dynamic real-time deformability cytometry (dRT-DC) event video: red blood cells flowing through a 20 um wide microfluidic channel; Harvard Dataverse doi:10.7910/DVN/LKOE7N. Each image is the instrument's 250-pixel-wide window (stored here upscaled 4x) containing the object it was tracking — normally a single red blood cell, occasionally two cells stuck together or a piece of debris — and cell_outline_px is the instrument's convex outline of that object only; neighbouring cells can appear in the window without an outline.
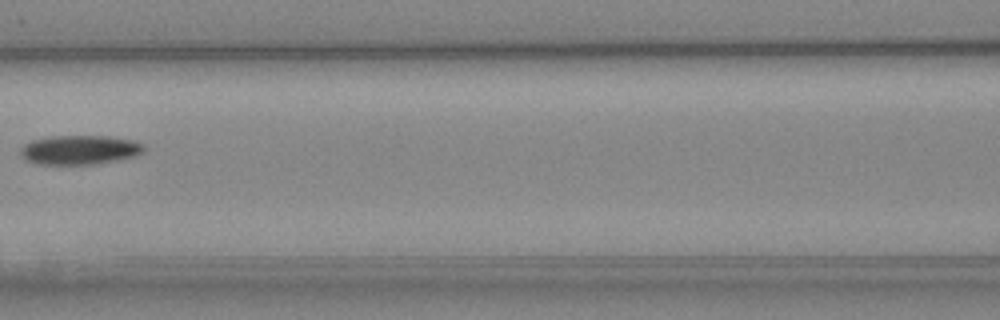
{"species": "Egyptian fruit bat (a non-hibernating species)", "species_latin": "Rousettus aegyptiacus", "temperature_condition": "cold", "stored_images_in_passage": 8, "camera_frame_rate_fps": 3000, "um_per_image_px": 0.085, "animal": {"sex": "female"}, "frame": {"image": 1, "passage_image": 7, "time_ms": 7.0, "image_size_px": [1000, 320], "cell_outline_px": [[144, 152], [136, 156], [116, 160], [92, 164], [40, 164], [24, 160], [20, 156], [20, 148], [24, 144], [32, 140], [52, 136], [108, 136], [132, 140], [144, 144]], "centroid_in_image_um": [6.75, 12.73], "position_along_channel_um": 159.8, "area_um2": 21.1}}
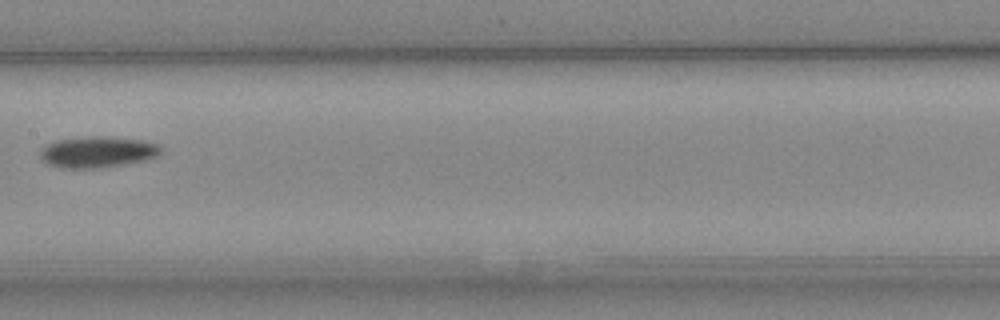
{"frame": {"image": 2, "passage_image": 8, "time_ms": 8.0, "image_size_px": [1000, 320], "cell_outline_px": [[164, 148], [160, 156], [148, 160], [100, 168], [64, 168], [48, 164], [40, 160], [40, 148], [56, 140], [88, 136], [108, 136], [144, 140], [160, 144]], "centroid_in_image_um": [8.35, 12.91], "position_along_channel_um": 199.0, "area_um2": 22.48}}